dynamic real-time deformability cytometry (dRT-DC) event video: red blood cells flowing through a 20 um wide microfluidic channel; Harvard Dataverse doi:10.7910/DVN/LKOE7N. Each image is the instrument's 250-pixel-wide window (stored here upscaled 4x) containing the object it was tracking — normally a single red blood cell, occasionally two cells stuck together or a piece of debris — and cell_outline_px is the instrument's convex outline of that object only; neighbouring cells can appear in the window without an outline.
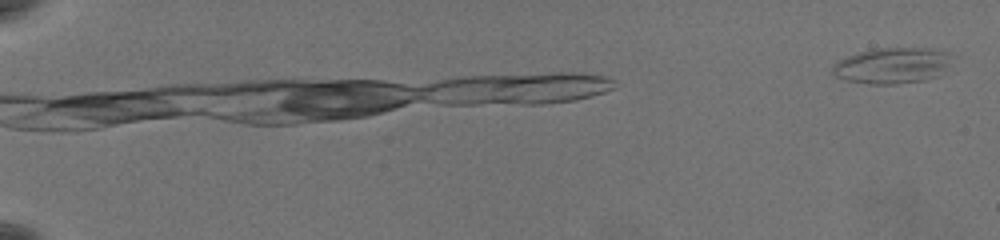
{"species": "common noctule bat (a hibernating species)", "species_latin": "Nyctalus noctula", "temperature_condition": "warm", "stored_images_in_passage": 9, "camera_frame_rate_fps": 3000, "um_per_image_px": 0.085, "animal": {"sex": "female", "body_mass_g": 19.5, "forearm_length_mm": 54.1}, "frame": {"image": 1, "passage_image": 1, "time_ms": 0.0, "image_size_px": [1000, 240], "cell_outline_px": [[948, 64], [936, 76], [924, 80], [892, 84], [872, 84], [848, 80], [836, 76], [832, 72], [832, 64], [848, 56], [860, 52], [876, 48], [932, 48], [944, 52]], "centroid_in_image_um": [75.75, 5.57], "position_along_channel_um": 9.3, "area_um2": 24.22}}